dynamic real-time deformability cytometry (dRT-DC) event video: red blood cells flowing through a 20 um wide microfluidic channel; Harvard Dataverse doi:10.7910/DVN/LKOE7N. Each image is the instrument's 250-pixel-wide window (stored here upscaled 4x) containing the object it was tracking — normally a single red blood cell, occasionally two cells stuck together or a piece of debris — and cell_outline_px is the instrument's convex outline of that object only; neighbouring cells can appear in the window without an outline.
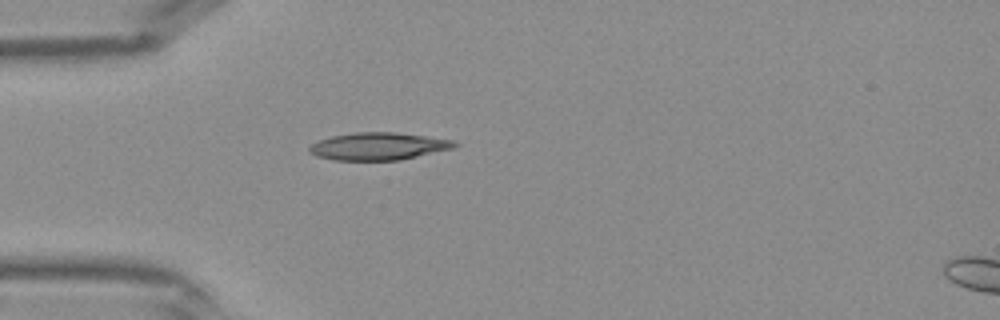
{"species": "Egyptian fruit bat (a non-hibernating species)", "species_latin": "Rousettus aegyptiacus", "temperature_condition": "warm", "stored_images_in_passage": 30, "camera_frame_rate_fps": 3000, "um_per_image_px": 0.085, "frame": {"image": 1, "passage_image": 1, "time_ms": 0.0, "image_size_px": [1000, 320], "cell_outline_px": [[460, 144], [452, 148], [400, 160], [332, 160], [316, 156], [308, 152], [308, 148], [312, 144], [320, 140], [332, 136], [356, 132], [396, 132], [452, 140]], "centroid_in_image_um": [32.13, 12.43], "position_along_channel_um": 52.9, "area_um2": 23.06}}
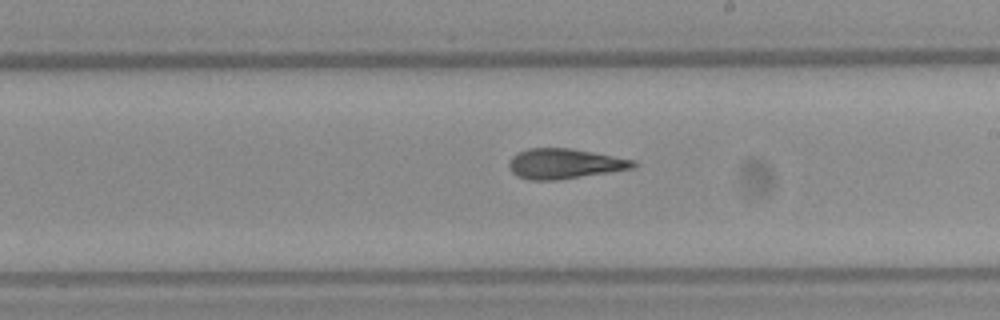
{"frame": {"image": 2, "passage_image": 13, "time_ms": 4.0, "image_size_px": [1000, 320], "cell_outline_px": [[640, 164], [632, 168], [608, 172], [556, 180], [528, 180], [516, 176], [508, 168], [508, 164], [512, 156], [528, 148], [568, 148], [592, 152], [636, 160]], "centroid_in_image_um": [47.97, 13.92], "position_along_channel_um": 241.0, "area_um2": 21.73}}
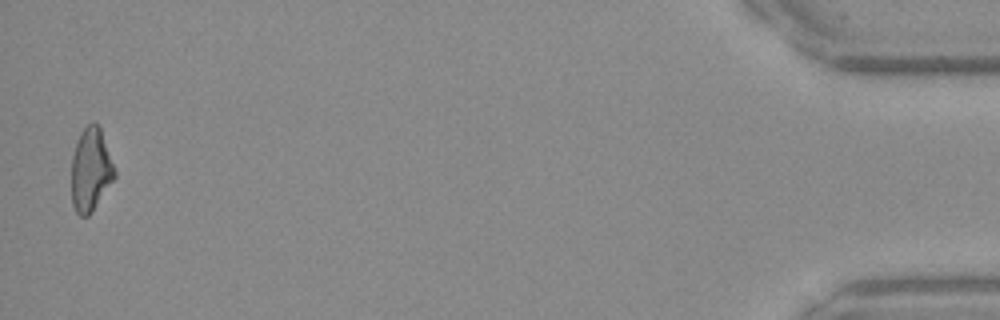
{"frame": {"image": 3, "passage_image": 30, "time_ms": 9.667, "image_size_px": [1000, 320], "cell_outline_px": [[116, 176], [92, 212], [88, 216], [80, 216], [76, 212], [72, 204], [72, 156], [80, 132], [92, 120], [96, 120], [100, 128], [116, 172]], "centroid_in_image_um": [7.71, 14.42], "position_along_channel_um": 427.5, "area_um2": 20.87}}